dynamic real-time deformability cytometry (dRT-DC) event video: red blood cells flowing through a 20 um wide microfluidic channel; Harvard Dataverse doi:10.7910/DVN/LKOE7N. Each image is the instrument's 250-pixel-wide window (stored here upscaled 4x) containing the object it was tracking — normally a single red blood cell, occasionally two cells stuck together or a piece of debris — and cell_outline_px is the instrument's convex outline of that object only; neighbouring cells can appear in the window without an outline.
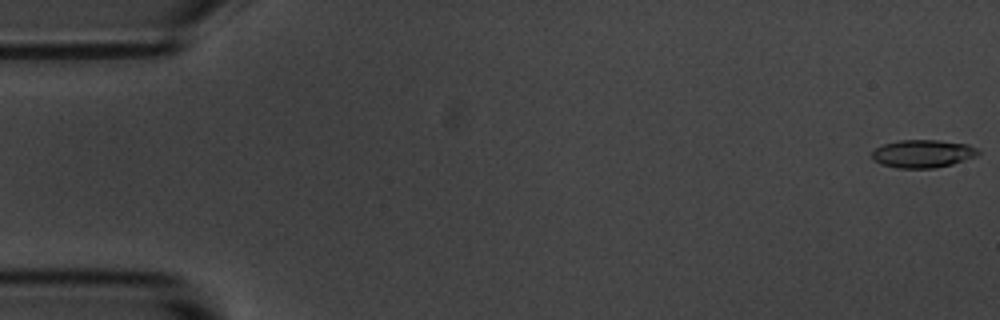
{"species": "common noctule bat (a hibernating species)", "species_latin": "Nyctalus noctula", "temperature_condition": "room temperature", "stored_images_in_passage": 55, "camera_frame_rate_fps": 3000, "um_per_image_px": 0.085, "animal": {"sex": "male", "body_mass_g": 20.1, "forearm_length_mm": 53.5}, "frame": {"image": 1, "passage_image": 1, "time_ms": 0.0, "image_size_px": [1000, 320], "cell_outline_px": [[980, 152], [976, 156], [952, 164], [936, 168], [900, 168], [880, 164], [872, 160], [872, 152], [876, 148], [884, 144], [900, 140], [940, 140], [968, 144], [976, 148]], "centroid_in_image_um": [78.43, 13.06], "position_along_channel_um": 6.6, "area_um2": 17.28}}
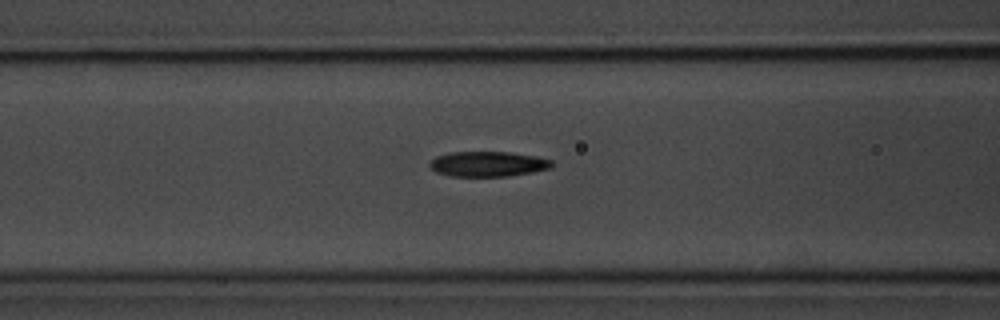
{"frame": {"image": 2, "passage_image": 22, "time_ms": 7.0, "image_size_px": [1000, 320], "cell_outline_px": [[556, 164], [552, 168], [532, 172], [508, 176], [452, 176], [436, 172], [428, 164], [436, 156], [448, 152], [512, 152], [536, 156], [552, 160]], "centroid_in_image_um": [41.52, 13.93], "position_along_channel_um": 125.1, "area_um2": 18.03}}
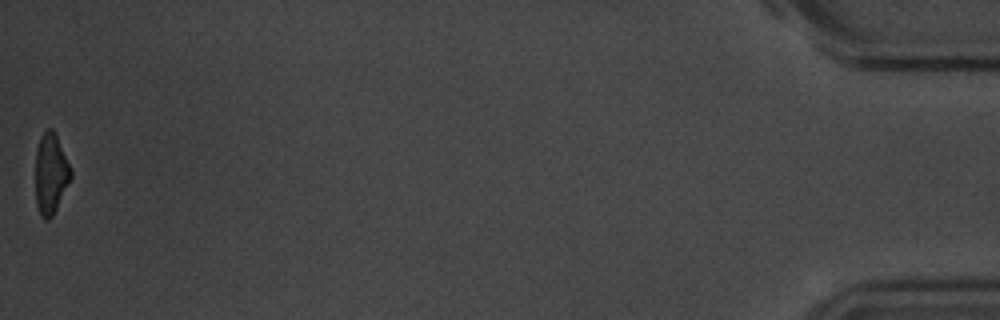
{"frame": {"image": 3, "passage_image": 55, "time_ms": 18.0, "image_size_px": [1000, 320], "cell_outline_px": [[72, 176], [52, 216], [48, 220], [44, 220], [40, 216], [36, 204], [36, 148], [40, 136], [48, 128], [52, 128], [56, 132], [72, 172]], "centroid_in_image_um": [4.3, 14.74], "position_along_channel_um": 430.9, "area_um2": 16.59}, "authors_computed_cell_mechanics": {"area_um2": 18.0914, "velocity_mm_per_s": 3.674, "shape_relaxation_time_tau1_ms": 2.7877, "shape_relaxation_time_tau2_ms": 2.7979, "deformation_change_tau1": 0.1867, "deformation_change_tau2": 0.1137}}